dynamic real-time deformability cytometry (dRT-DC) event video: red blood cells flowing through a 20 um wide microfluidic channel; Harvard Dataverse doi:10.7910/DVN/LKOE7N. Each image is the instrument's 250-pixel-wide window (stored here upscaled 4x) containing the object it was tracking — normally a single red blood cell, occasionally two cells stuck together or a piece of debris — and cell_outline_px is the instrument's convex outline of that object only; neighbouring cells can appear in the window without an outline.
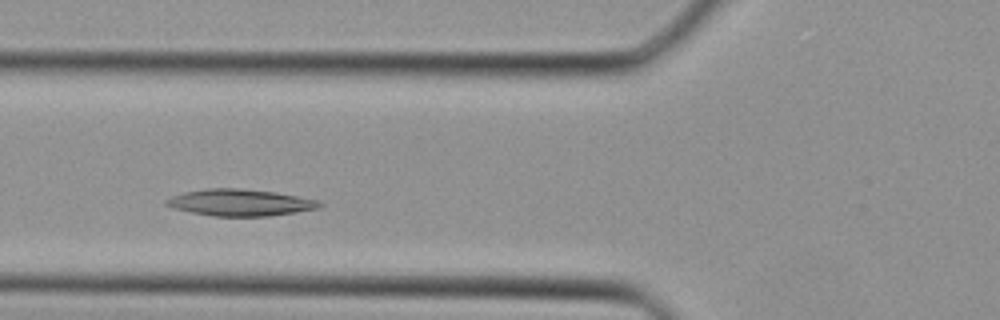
{"species": "Egyptian fruit bat (a non-hibernating species)", "species_latin": "Rousettus aegyptiacus", "temperature_condition": "cold", "stored_images_in_passage": 25, "camera_frame_rate_fps": 3000, "um_per_image_px": 0.085, "animal": {"sex": "female"}, "frame": {"image": 1, "passage_image": 4, "time_ms": 1.0, "image_size_px": [1000, 320], "cell_outline_px": [[324, 204], [320, 208], [296, 212], [268, 216], [212, 216], [172, 208], [164, 204], [164, 200], [172, 196], [184, 192], [208, 188], [240, 188], [276, 192], [320, 200]], "centroid_in_image_um": [20.43, 17.21], "position_along_channel_um": 105.4, "area_um2": 23.99}}
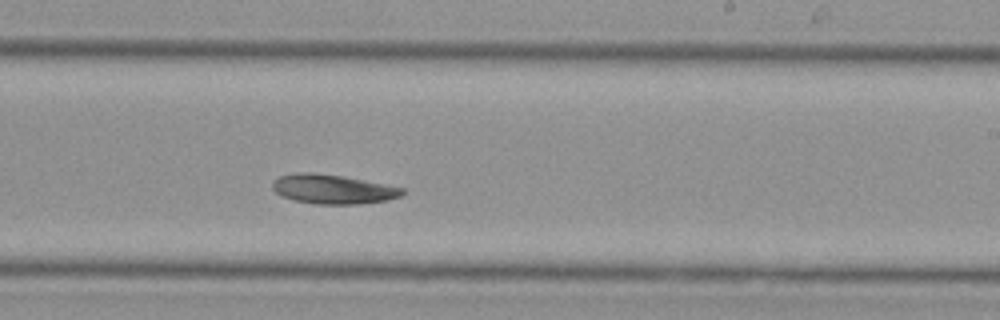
{"frame": {"image": 2, "passage_image": 13, "time_ms": 4.0, "image_size_px": [1000, 320], "cell_outline_px": [[404, 192], [400, 196], [388, 200], [360, 204], [316, 204], [296, 200], [284, 196], [276, 192], [272, 188], [272, 180], [280, 176], [296, 172], [312, 172], [344, 176], [404, 188]], "centroid_in_image_um": [28.29, 16.07], "position_along_channel_um": 260.7, "area_um2": 22.14}}
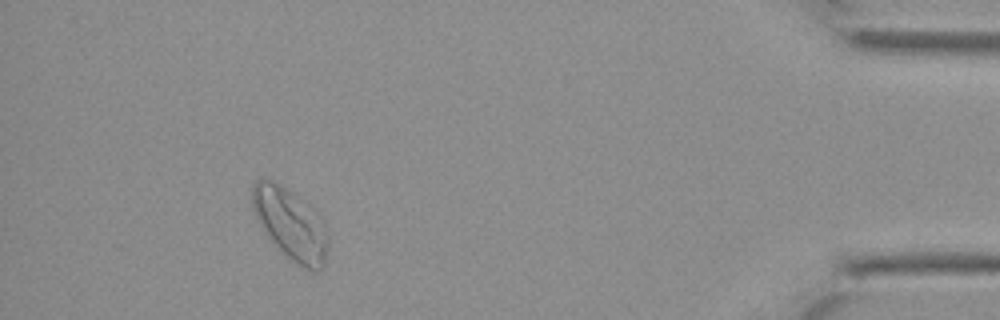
{"frame": {"image": 3, "passage_image": 25, "time_ms": 8.0, "image_size_px": [1000, 320], "cell_outline_px": [[328, 248], [324, 264], [316, 272], [312, 272], [296, 264], [264, 232], [252, 208], [252, 184], [256, 180], [272, 180], [280, 184], [312, 204], [324, 220], [328, 232]], "centroid_in_image_um": [24.75, 19.02], "position_along_channel_um": 410.5, "area_um2": 31.79}}